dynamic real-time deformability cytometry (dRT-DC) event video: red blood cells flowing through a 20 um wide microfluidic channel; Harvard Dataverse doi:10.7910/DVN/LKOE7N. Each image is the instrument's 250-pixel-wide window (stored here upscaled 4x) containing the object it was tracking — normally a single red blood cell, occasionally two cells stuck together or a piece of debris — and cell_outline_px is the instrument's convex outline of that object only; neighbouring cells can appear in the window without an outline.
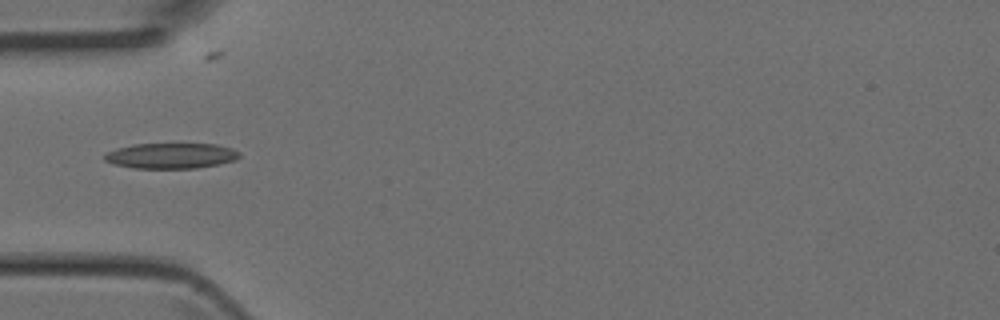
{"species": "Egyptian fruit bat (a non-hibernating species)", "species_latin": "Rousettus aegyptiacus", "temperature_condition": "room temperature", "stored_images_in_passage": 3, "camera_frame_rate_fps": 3000, "um_per_image_px": 0.085, "animal": {"sex": "female"}, "frame": {"image": 1, "passage_image": 3, "time_ms": 0.667, "image_size_px": [1000, 320], "cell_outline_px": [[240, 156], [236, 160], [220, 164], [196, 168], [132, 168], [116, 164], [104, 160], [104, 156], [108, 152], [116, 148], [132, 144], [216, 144], [232, 148], [240, 152]], "centroid_in_image_um": [14.57, 13.24], "position_along_channel_um": 70.4, "area_um2": 20.06}}